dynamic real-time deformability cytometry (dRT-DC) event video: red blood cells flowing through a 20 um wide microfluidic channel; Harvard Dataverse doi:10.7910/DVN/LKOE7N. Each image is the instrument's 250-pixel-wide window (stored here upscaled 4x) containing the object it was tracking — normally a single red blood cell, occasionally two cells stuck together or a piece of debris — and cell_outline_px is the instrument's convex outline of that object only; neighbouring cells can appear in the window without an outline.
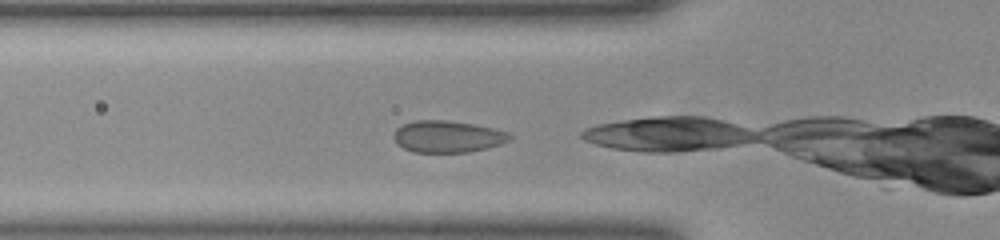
{"species": "common noctule bat (a hibernating species)", "species_latin": "Nyctalus noctula", "temperature_condition": "room temperature", "stored_images_in_passage": 11, "camera_frame_rate_fps": 3000, "um_per_image_px": 0.085, "animal": {"sex": "female", "body_mass_g": 23.0, "forearm_length_mm": 53.4}, "frame": {"image": 1, "passage_image": 2, "time_ms": 0.333, "image_size_px": [1000, 240], "cell_outline_px": [[512, 136], [508, 140], [500, 144], [488, 148], [468, 152], [412, 152], [396, 144], [392, 136], [396, 128], [404, 124], [416, 120], [444, 120], [472, 124], [492, 128], [508, 132]], "centroid_in_image_um": [38.0, 11.61], "position_along_channel_um": 87.8, "area_um2": 21.44}}